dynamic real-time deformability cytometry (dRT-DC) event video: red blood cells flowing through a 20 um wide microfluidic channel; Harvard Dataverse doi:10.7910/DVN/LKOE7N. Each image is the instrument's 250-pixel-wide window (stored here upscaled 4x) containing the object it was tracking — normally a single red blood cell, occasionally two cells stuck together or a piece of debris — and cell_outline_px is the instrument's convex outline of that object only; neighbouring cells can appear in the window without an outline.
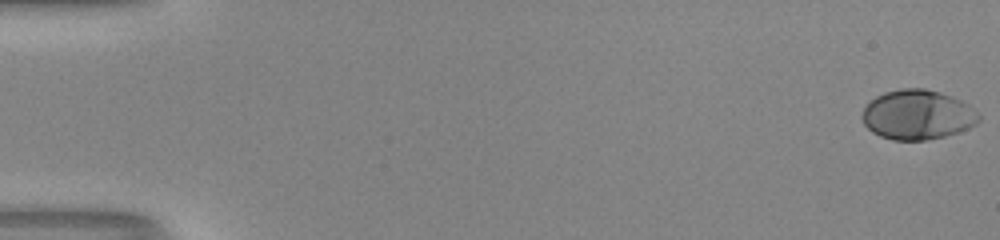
{"species": "human", "species_latin": "Homo sapiens", "temperature_condition": "room temperature", "stored_images_in_passage": 44, "camera_frame_rate_fps": 3000, "um_per_image_px": 0.085, "donor": {"sex": "male"}, "frame": {"image": 1, "passage_image": 1, "time_ms": 0.0, "image_size_px": [1000, 240], "cell_outline_px": [[980, 120], [976, 124], [960, 132], [944, 136], [924, 140], [892, 140], [880, 136], [872, 132], [864, 124], [860, 116], [864, 108], [876, 96], [884, 92], [900, 88], [924, 88], [940, 92], [952, 96], [968, 104], [980, 116]], "centroid_in_image_um": [77.98, 9.75], "position_along_channel_um": 7.0, "area_um2": 33.87}}
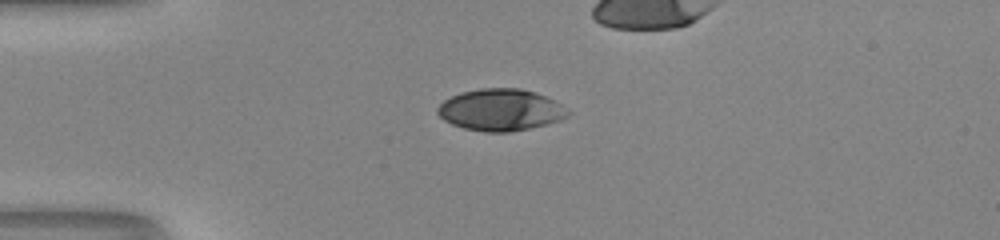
{"frame": {"image": 2, "passage_image": 15, "time_ms": 4.667, "image_size_px": [1000, 240], "cell_outline_px": [[572, 112], [568, 116], [560, 120], [548, 124], [508, 132], [484, 132], [464, 128], [452, 124], [444, 120], [436, 112], [436, 108], [444, 100], [460, 92], [480, 88], [520, 88], [536, 92], [560, 104]], "centroid_in_image_um": [42.54, 9.34], "position_along_channel_um": 42.5, "area_um2": 31.73}}
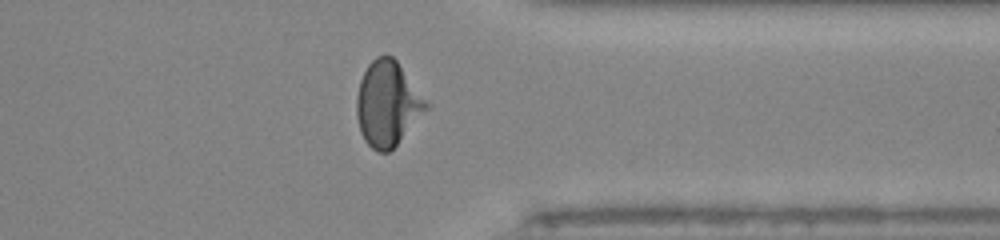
{"frame": {"image": 3, "passage_image": 42, "time_ms": 13.667, "image_size_px": [1000, 240], "cell_outline_px": [[432, 104], [396, 144], [388, 152], [376, 152], [364, 140], [360, 132], [356, 116], [356, 96], [360, 80], [368, 64], [376, 56], [392, 56], [396, 60]], "centroid_in_image_um": [32.94, 8.8], "position_along_channel_um": 378.5, "area_um2": 34.51}}